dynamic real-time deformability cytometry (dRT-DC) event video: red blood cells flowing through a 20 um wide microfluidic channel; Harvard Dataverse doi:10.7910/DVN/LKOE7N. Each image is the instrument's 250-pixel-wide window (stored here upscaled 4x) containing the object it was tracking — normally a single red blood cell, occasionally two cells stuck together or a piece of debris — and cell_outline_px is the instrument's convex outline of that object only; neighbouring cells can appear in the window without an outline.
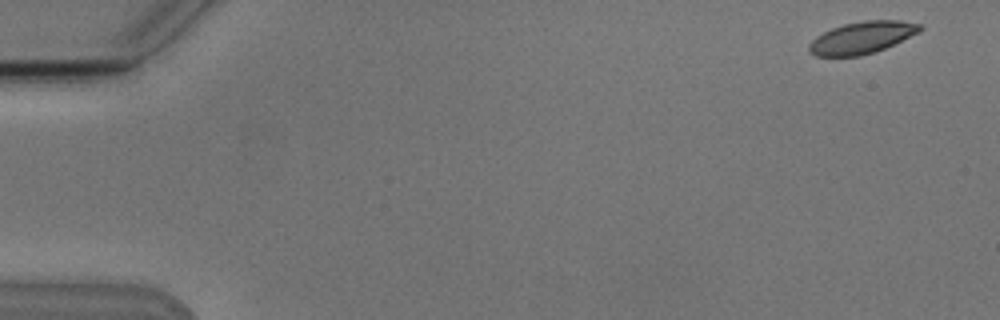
{"species": "Egyptian fruit bat (a non-hibernating species)", "species_latin": "Rousettus aegyptiacus", "temperature_condition": "cold", "stored_images_in_passage": 4, "camera_frame_rate_fps": 3000, "um_per_image_px": 0.085, "animal": {"sex": "male"}, "frame": {"image": 1, "passage_image": 1, "time_ms": 0.0, "image_size_px": [1000, 320], "cell_outline_px": [[924, 28], [920, 32], [884, 48], [860, 56], [816, 56], [808, 48], [808, 44], [816, 36], [832, 28], [844, 24], [864, 20], [900, 20], [924, 24]], "centroid_in_image_um": [73.3, 3.18], "position_along_channel_um": 11.7, "area_um2": 20.63}}
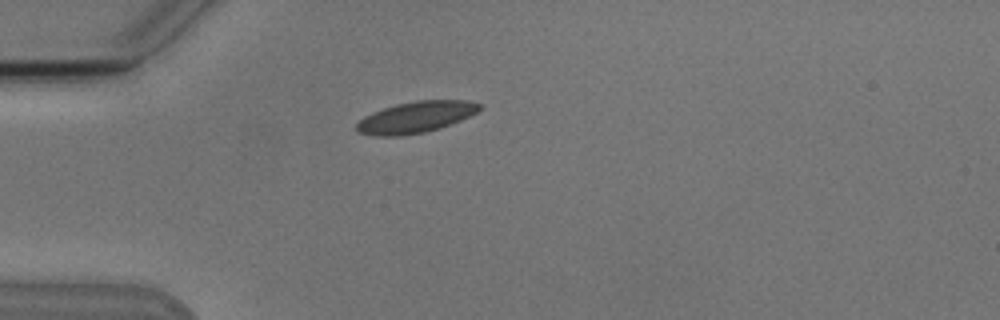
{"frame": {"image": 2, "passage_image": 4, "time_ms": 4.333, "image_size_px": [1000, 320], "cell_outline_px": [[480, 108], [476, 112], [460, 120], [440, 128], [424, 132], [400, 136], [376, 136], [360, 132], [356, 128], [356, 124], [364, 116], [372, 112], [396, 104], [416, 100], [468, 100], [480, 104]], "centroid_in_image_um": [35.32, 9.95], "position_along_channel_um": 49.7, "area_um2": 22.2}}